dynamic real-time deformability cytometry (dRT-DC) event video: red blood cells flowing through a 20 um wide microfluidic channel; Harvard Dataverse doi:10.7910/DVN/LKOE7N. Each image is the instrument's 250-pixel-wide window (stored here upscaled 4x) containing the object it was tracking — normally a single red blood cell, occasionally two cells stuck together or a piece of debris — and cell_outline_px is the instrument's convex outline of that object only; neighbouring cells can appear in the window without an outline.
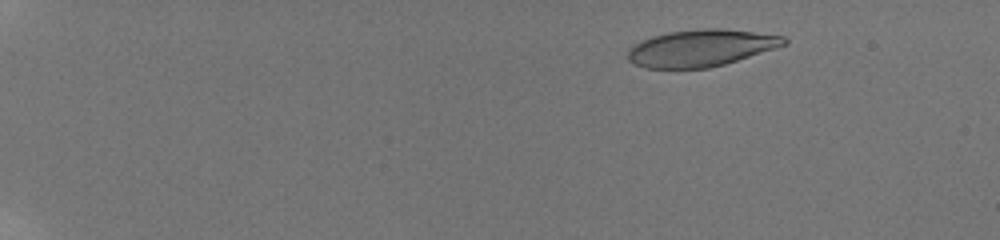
{"species": "human", "species_latin": "Homo sapiens", "temperature_condition": "room temperature", "stored_images_in_passage": 102, "camera_frame_rate_fps": 3000, "um_per_image_px": 0.085, "donor": {"sex": "male"}, "frame": {"image": 1, "passage_image": 12, "time_ms": 2.333, "image_size_px": [1000, 240], "cell_outline_px": [[788, 44], [724, 64], [708, 68], [644, 68], [632, 64], [628, 60], [628, 48], [652, 36], [668, 32], [704, 28], [720, 28], [784, 36], [788, 40]], "centroid_in_image_um": [59.56, 4.08], "position_along_channel_um": 25.4, "area_um2": 33.41}}
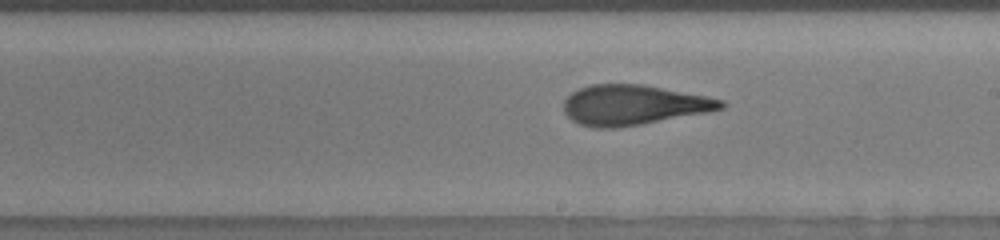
{"frame": {"image": 2, "passage_image": 63, "time_ms": 11.667, "image_size_px": [1000, 240], "cell_outline_px": [[728, 104], [724, 108], [704, 112], [640, 124], [616, 128], [596, 128], [580, 124], [572, 120], [564, 112], [564, 100], [572, 92], [580, 88], [592, 84], [640, 84], [708, 96], [724, 100]], "centroid_in_image_um": [53.83, 8.91], "position_along_channel_um": 235.2, "area_um2": 36.36}}
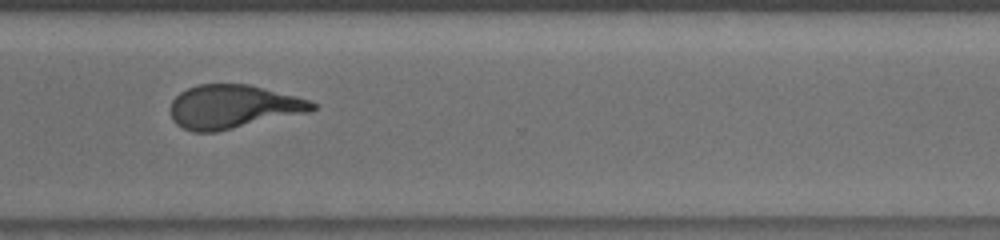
{"frame": {"image": 3, "passage_image": 81, "time_ms": 14.667, "image_size_px": [1000, 240], "cell_outline_px": [[316, 108], [308, 112], [216, 132], [192, 132], [176, 124], [172, 120], [168, 108], [172, 100], [180, 92], [196, 84], [248, 84], [296, 96], [308, 100], [316, 104]], "centroid_in_image_um": [19.75, 9.07], "position_along_channel_um": 350.9, "area_um2": 36.07}, "authors_computed_cell_mechanics": {"area_um2": 35.547, "velocity_mm_per_s": 3.8602, "shape_relaxation_time_tau1_ms": 6.2747, "shape_relaxation_time_tau2_ms": 1.3583, "deformation_change_tau1": 0.2454, "deformation_change_tau2": 0.1135}}